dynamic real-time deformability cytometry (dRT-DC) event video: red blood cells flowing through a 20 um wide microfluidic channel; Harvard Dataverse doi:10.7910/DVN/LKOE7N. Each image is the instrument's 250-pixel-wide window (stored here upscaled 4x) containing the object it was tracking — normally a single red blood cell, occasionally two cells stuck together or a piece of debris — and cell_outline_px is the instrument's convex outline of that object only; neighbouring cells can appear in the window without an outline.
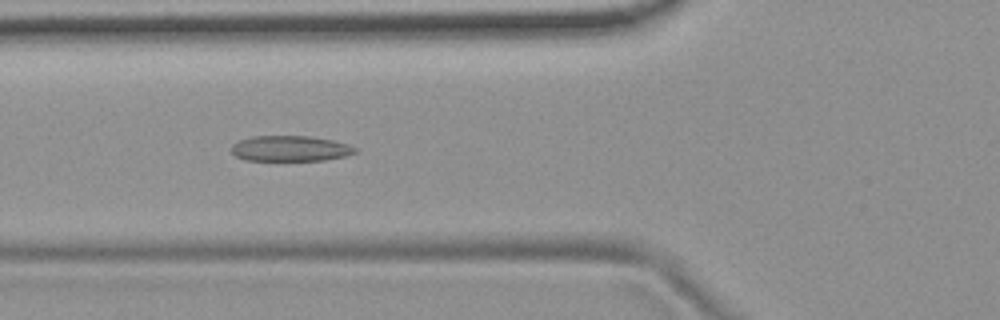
{"species": "common noctule bat (a hibernating species)", "species_latin": "Nyctalus noctula", "temperature_condition": "room temperature", "stored_images_in_passage": 53, "camera_frame_rate_fps": 3000, "um_per_image_px": 0.085, "animal": {"sex": "female", "body_mass_g": 19.9}, "frame": {"image": 1, "passage_image": 19, "time_ms": 6.0, "image_size_px": [1000, 320], "cell_outline_px": [[356, 152], [348, 156], [324, 160], [244, 160], [236, 156], [232, 152], [232, 144], [240, 140], [252, 136], [308, 136], [332, 140], [348, 144], [356, 148]], "centroid_in_image_um": [24.68, 12.62], "position_along_channel_um": 101.1, "area_um2": 18.38}}
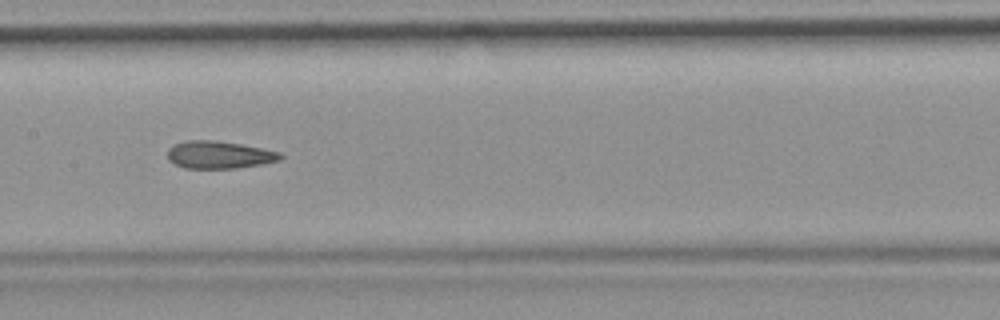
{"frame": {"image": 2, "passage_image": 26, "time_ms": 8.333, "image_size_px": [1000, 320], "cell_outline_px": [[284, 156], [280, 160], [260, 164], [236, 168], [184, 168], [168, 160], [168, 148], [172, 144], [188, 140], [216, 140], [240, 144], [280, 152]], "centroid_in_image_um": [18.6, 13.15], "position_along_channel_um": 188.8, "area_um2": 18.03}}
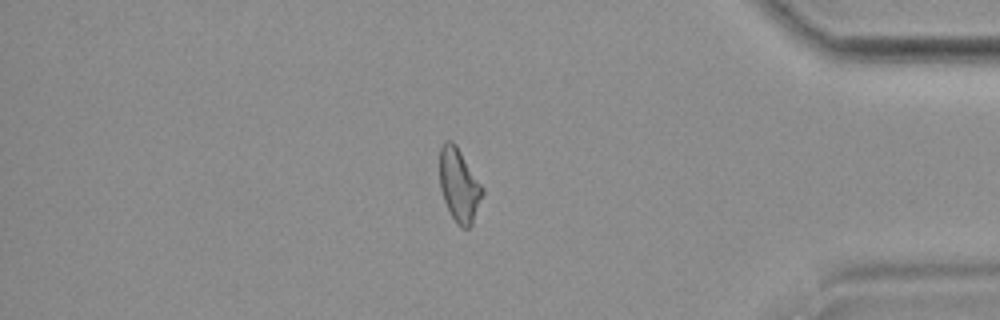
{"frame": {"image": 3, "passage_image": 45, "time_ms": 14.667, "image_size_px": [1000, 320], "cell_outline_px": [[484, 192], [472, 224], [468, 228], [460, 228], [456, 224], [444, 200], [440, 188], [440, 148], [448, 140], [452, 140], [456, 144], [484, 188]], "centroid_in_image_um": [39.04, 15.75], "position_along_channel_um": 396.2, "area_um2": 18.21}, "authors_computed_cell_mechanics": {"area_um2": 18.9584, "velocity_mm_per_s": 3.7484, "shape_relaxation_time_tau1_ms": null, "shape_relaxation_time_tau2_ms": 3.2749, "deformation_change_tau1": null, "deformation_change_tau2": 0.0986}}